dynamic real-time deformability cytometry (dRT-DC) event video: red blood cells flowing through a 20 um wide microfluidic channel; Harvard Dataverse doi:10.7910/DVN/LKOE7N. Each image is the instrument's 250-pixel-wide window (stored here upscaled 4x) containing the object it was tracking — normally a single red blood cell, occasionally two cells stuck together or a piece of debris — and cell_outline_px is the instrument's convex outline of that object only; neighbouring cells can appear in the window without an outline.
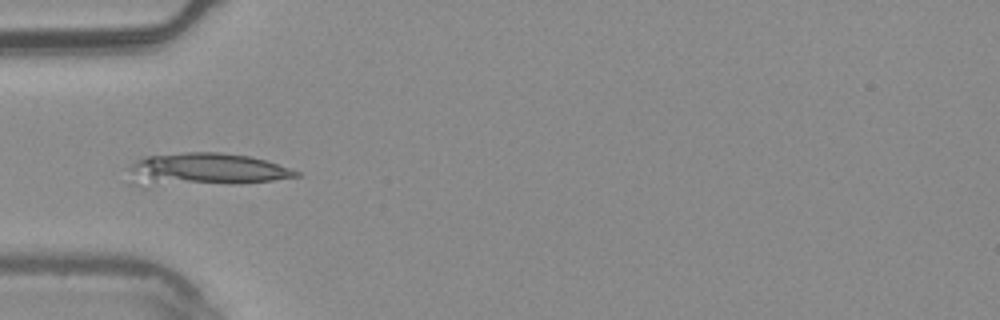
{"species": "common noctule bat (a hibernating species)", "species_latin": "Nyctalus noctula", "temperature_condition": "warm", "stored_images_in_passage": 7, "camera_frame_rate_fps": 3000, "um_per_image_px": 0.085, "animal": {"sex": "male", "body_mass_g": 20.4}, "frame": {"image": 1, "passage_image": 5, "time_ms": 1.333, "image_size_px": [1000, 320], "cell_outline_px": [[300, 176], [272, 180], [240, 184], [144, 188], [132, 184], [128, 168], [136, 160], [144, 156], [184, 152], [220, 152], [248, 156], [264, 160], [300, 172]], "centroid_in_image_um": [17.32, 14.45], "position_along_channel_um": 67.7, "area_um2": 33.06}}
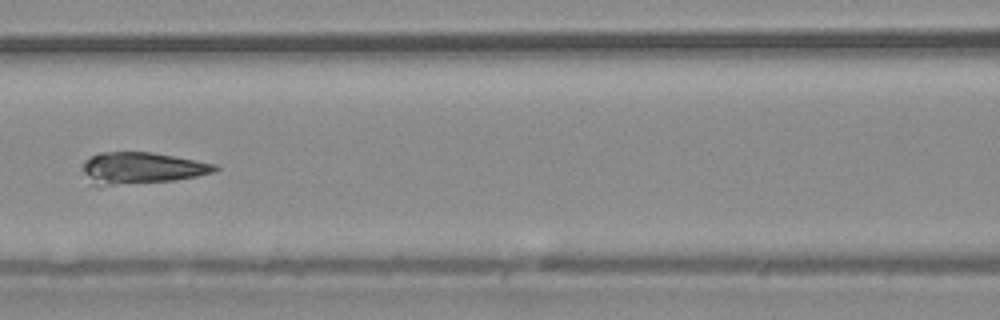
{"frame": {"image": 2, "passage_image": 7, "time_ms": 2.0, "image_size_px": [1000, 320], "cell_outline_px": [[220, 168], [212, 172], [196, 176], [172, 180], [100, 188], [96, 188], [92, 184], [84, 172], [80, 164], [84, 160], [100, 152], [152, 152], [216, 164]], "centroid_in_image_um": [11.93, 14.31], "position_along_channel_um": 154.7, "area_um2": 24.8}}